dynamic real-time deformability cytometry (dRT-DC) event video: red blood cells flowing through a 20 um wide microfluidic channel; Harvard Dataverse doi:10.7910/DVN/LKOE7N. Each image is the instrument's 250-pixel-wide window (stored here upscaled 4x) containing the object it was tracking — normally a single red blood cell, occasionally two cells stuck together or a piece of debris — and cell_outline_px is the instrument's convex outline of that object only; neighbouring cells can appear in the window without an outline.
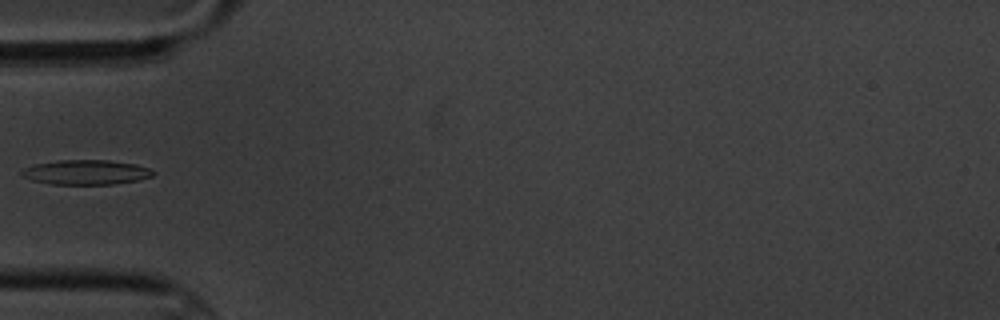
{"species": "common noctule bat (a hibernating species)", "species_latin": "Nyctalus noctula", "temperature_condition": "cold", "stored_images_in_passage": 6, "camera_frame_rate_fps": 3000, "um_per_image_px": 0.085, "animal": {"sex": "male", "body_mass_g": 20.1, "forearm_length_mm": 53.5}, "frame": {"image": 1, "passage_image": 6, "time_ms": 5.667, "image_size_px": [1000, 320], "cell_outline_px": [[156, 172], [152, 176], [136, 180], [112, 184], [52, 184], [32, 180], [20, 176], [20, 172], [24, 168], [36, 164], [56, 160], [108, 160], [136, 164], [148, 168]], "centroid_in_image_um": [7.28, 14.63], "position_along_channel_um": 77.7, "area_um2": 18.84}}